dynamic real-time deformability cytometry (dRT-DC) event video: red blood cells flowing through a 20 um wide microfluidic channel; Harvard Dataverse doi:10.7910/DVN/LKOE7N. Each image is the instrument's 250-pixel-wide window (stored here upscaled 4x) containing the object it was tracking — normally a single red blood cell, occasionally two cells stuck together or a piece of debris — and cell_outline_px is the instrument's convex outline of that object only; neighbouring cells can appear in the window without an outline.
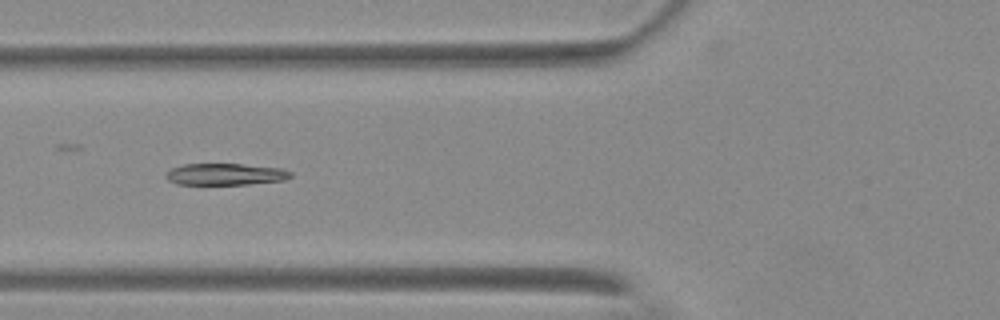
{"species": "Egyptian fruit bat (a non-hibernating species)", "species_latin": "Rousettus aegyptiacus", "temperature_condition": "warm", "stored_images_in_passage": 6, "camera_frame_rate_fps": 3000, "um_per_image_px": 0.085, "animal": {"sex": "female"}, "frame": {"image": 1, "passage_image": 5, "time_ms": 4.667, "image_size_px": [1000, 320], "cell_outline_px": [[292, 176], [284, 180], [248, 184], [176, 184], [168, 180], [164, 176], [172, 168], [184, 164], [240, 164], [280, 168], [292, 172]], "centroid_in_image_um": [19.15, 14.81], "position_along_channel_um": 106.7, "area_um2": 15.61}}
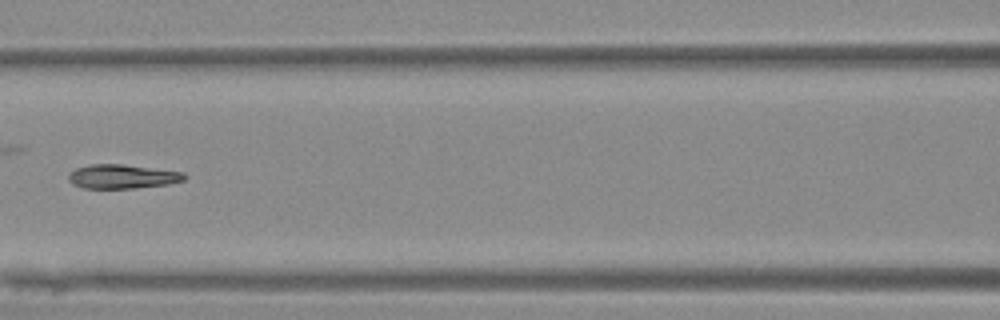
{"frame": {"image": 2, "passage_image": 6, "time_ms": 6.0, "image_size_px": [1000, 320], "cell_outline_px": [[188, 176], [184, 180], [168, 184], [132, 188], [84, 188], [72, 184], [68, 180], [68, 176], [76, 168], [88, 164], [124, 164], [184, 172]], "centroid_in_image_um": [10.41, 14.99], "position_along_channel_um": 156.2, "area_um2": 16.3}}